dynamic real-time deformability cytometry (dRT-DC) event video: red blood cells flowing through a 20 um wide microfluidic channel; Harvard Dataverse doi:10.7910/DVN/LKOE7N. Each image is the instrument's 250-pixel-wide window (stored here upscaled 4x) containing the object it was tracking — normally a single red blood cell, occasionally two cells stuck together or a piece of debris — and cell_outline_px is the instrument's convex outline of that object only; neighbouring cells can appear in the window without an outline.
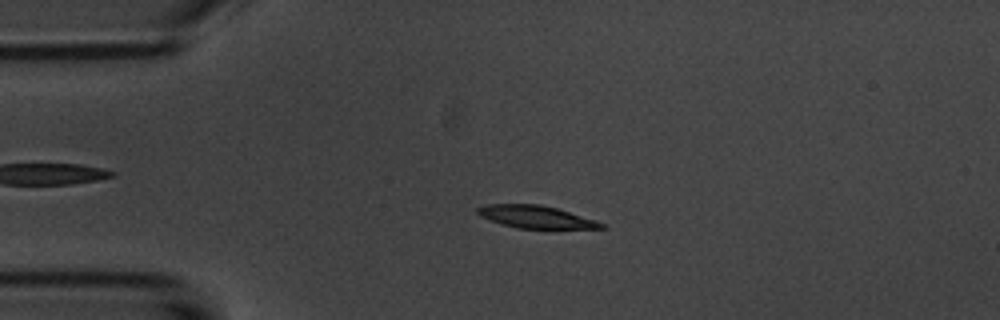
{"species": "common noctule bat (a hibernating species)", "species_latin": "Nyctalus noctula", "temperature_condition": "room temperature", "stored_images_in_passage": 53, "camera_frame_rate_fps": 3000, "um_per_image_px": 0.085, "animal": {"sex": "male", "body_mass_g": 20.1, "forearm_length_mm": 53.5}, "frame": {"image": 1, "passage_image": 11, "time_ms": 3.333, "image_size_px": [1000, 320], "cell_outline_px": [[608, 228], [516, 228], [480, 216], [476, 212], [476, 208], [488, 204], [540, 204], [556, 208], [596, 220], [604, 224]], "centroid_in_image_um": [45.55, 18.42], "position_along_channel_um": 39.5, "area_um2": 15.95}}
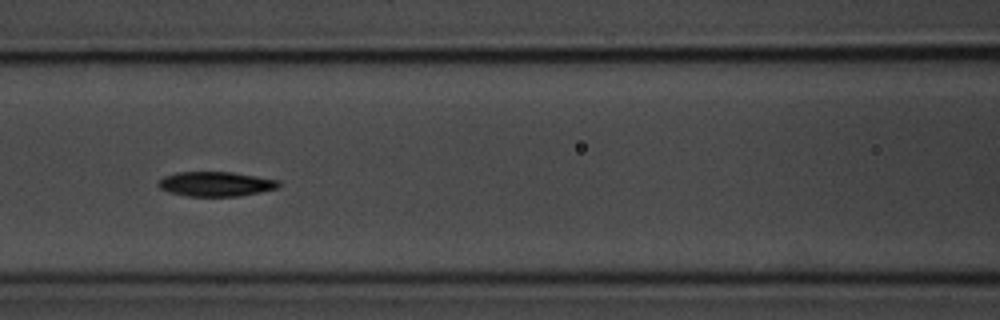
{"frame": {"image": 2, "passage_image": 22, "time_ms": 7.0, "image_size_px": [1000, 320], "cell_outline_px": [[280, 188], [240, 196], [188, 196], [168, 192], [160, 188], [156, 184], [164, 176], [176, 172], [232, 172], [280, 180]], "centroid_in_image_um": [18.36, 15.64], "position_along_channel_um": 148.2, "area_um2": 17.4}}
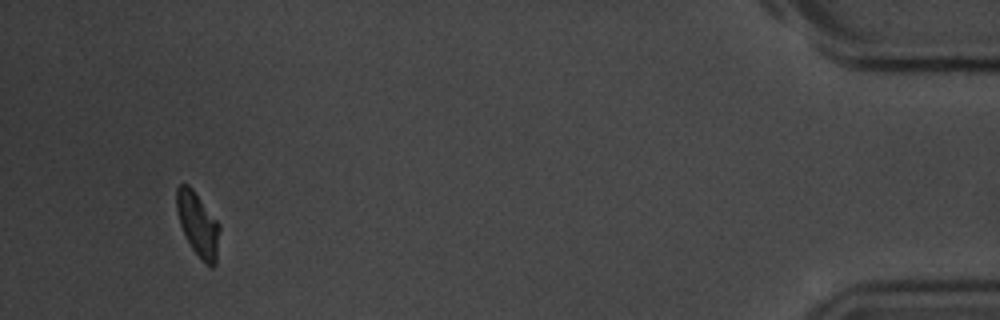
{"frame": {"image": 3, "passage_image": 50, "time_ms": 16.333, "image_size_px": [1000, 320], "cell_outline_px": [[220, 228], [216, 264], [212, 268], [200, 260], [192, 248], [180, 224], [176, 208], [176, 188], [180, 184], [188, 184], [192, 188], [220, 224]], "centroid_in_image_um": [16.83, 19.08], "position_along_channel_um": 418.4, "area_um2": 16.01}, "authors_computed_cell_mechanics": {"area_um2": 16.762, "velocity_mm_per_s": 3.6881, "shape_relaxation_time_tau1_ms": 2.1584, "shape_relaxation_time_tau2_ms": 6.2034, "deformation_change_tau1": 0.1511, "deformation_change_tau2": 0.0964}}